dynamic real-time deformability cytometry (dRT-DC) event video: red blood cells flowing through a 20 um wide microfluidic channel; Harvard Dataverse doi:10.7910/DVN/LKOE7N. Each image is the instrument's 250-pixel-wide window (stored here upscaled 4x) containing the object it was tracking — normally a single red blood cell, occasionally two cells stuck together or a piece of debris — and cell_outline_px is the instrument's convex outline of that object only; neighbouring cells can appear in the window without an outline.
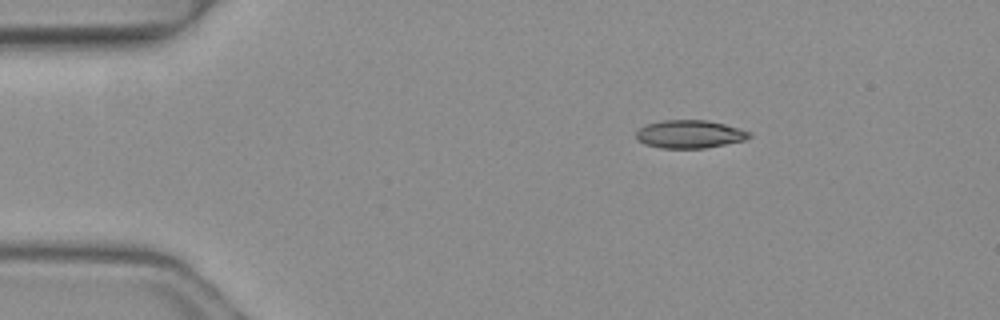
{"species": "common noctule bat (a hibernating species)", "species_latin": "Nyctalus noctula", "temperature_condition": "warm", "stored_images_in_passage": 5, "camera_frame_rate_fps": 3000, "um_per_image_px": 0.085, "animal": {"sex": "female", "body_mass_g": 19.3, "forearm_length_mm": 54.1}, "frame": {"image": 1, "passage_image": 1, "time_ms": 0.0, "image_size_px": [1000, 320], "cell_outline_px": [[752, 136], [744, 140], [704, 148], [660, 148], [644, 144], [636, 140], [636, 132], [644, 124], [660, 120], [708, 120], [724, 124], [752, 132]], "centroid_in_image_um": [58.58, 11.39], "position_along_channel_um": 26.4, "area_um2": 18.61}}
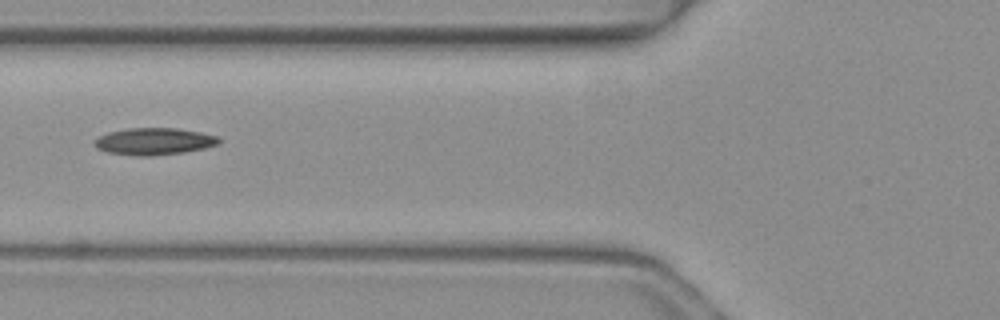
{"frame": {"image": 2, "passage_image": 4, "time_ms": 1.0, "image_size_px": [1000, 320], "cell_outline_px": [[220, 144], [204, 148], [184, 152], [152, 156], [136, 156], [108, 152], [96, 148], [96, 140], [100, 136], [108, 132], [128, 128], [176, 128], [200, 132], [216, 136], [220, 140]], "centroid_in_image_um": [13.11, 12.02], "position_along_channel_um": 112.7, "area_um2": 19.42}}
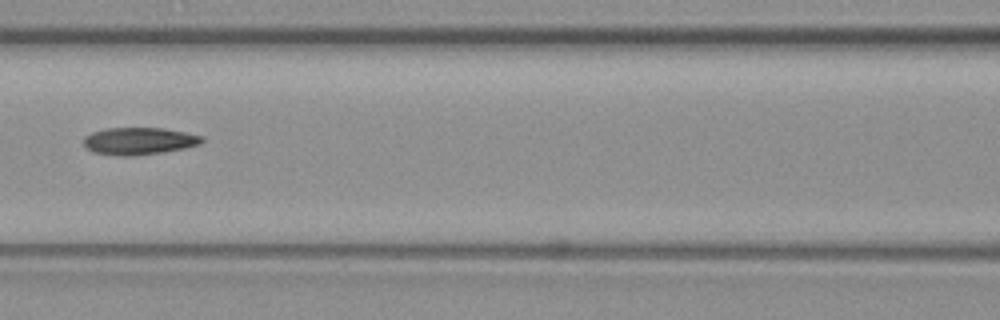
{"frame": {"image": 3, "passage_image": 5, "time_ms": 1.333, "image_size_px": [1000, 320], "cell_outline_px": [[204, 140], [200, 144], [184, 148], [164, 152], [136, 156], [120, 156], [92, 152], [84, 144], [84, 136], [92, 132], [104, 128], [164, 128], [204, 136]], "centroid_in_image_um": [11.82, 11.99], "position_along_channel_um": 154.8, "area_um2": 18.9}}